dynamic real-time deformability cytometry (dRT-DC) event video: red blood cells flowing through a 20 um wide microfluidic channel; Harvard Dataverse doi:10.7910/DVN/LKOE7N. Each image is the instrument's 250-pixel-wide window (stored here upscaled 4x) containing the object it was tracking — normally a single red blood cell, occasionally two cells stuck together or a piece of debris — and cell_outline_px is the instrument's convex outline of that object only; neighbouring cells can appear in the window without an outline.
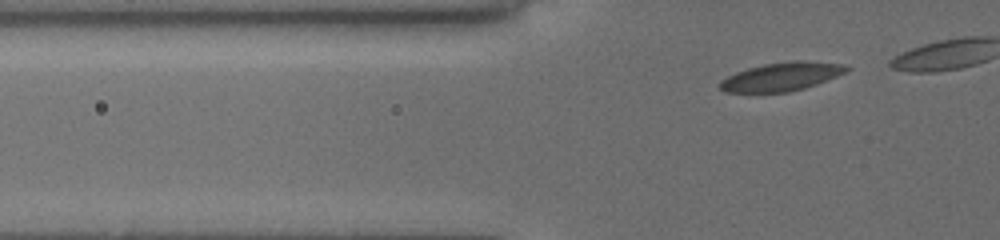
{"species": "common noctule bat (a hibernating species)", "species_latin": "Nyctalus noctula", "temperature_condition": "cold", "stored_images_in_passage": 9, "camera_frame_rate_fps": 3000, "um_per_image_px": 0.085, "animal": {"sex": "female", "body_mass_g": 19.5, "forearm_length_mm": 54.1}, "frame": {"image": 1, "passage_image": 4, "time_ms": 1.333, "image_size_px": [1000, 240], "cell_outline_px": [[852, 68], [836, 76], [816, 84], [804, 88], [788, 92], [724, 92], [720, 88], [720, 80], [736, 72], [748, 68], [764, 64], [796, 60], [840, 64]], "centroid_in_image_um": [66.39, 6.52], "position_along_channel_um": 59.4, "area_um2": 20.63}}
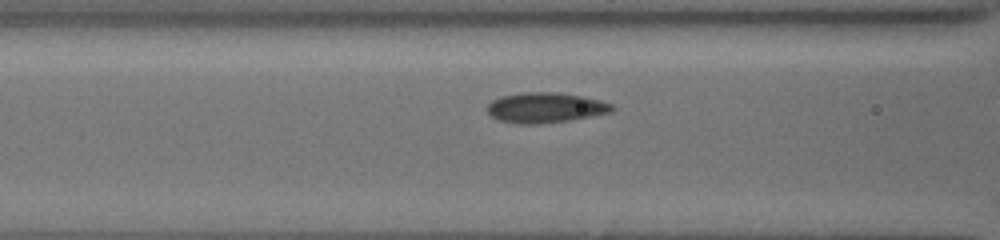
{"frame": {"image": 2, "passage_image": 8, "time_ms": 3.333, "image_size_px": [1000, 240], "cell_outline_px": [[616, 108], [612, 112], [568, 120], [536, 124], [516, 124], [500, 120], [492, 116], [488, 112], [488, 104], [492, 100], [500, 96], [520, 92], [560, 92], [584, 96], [600, 100], [612, 104]], "centroid_in_image_um": [46.37, 9.13], "position_along_channel_um": 120.2, "area_um2": 22.08}}